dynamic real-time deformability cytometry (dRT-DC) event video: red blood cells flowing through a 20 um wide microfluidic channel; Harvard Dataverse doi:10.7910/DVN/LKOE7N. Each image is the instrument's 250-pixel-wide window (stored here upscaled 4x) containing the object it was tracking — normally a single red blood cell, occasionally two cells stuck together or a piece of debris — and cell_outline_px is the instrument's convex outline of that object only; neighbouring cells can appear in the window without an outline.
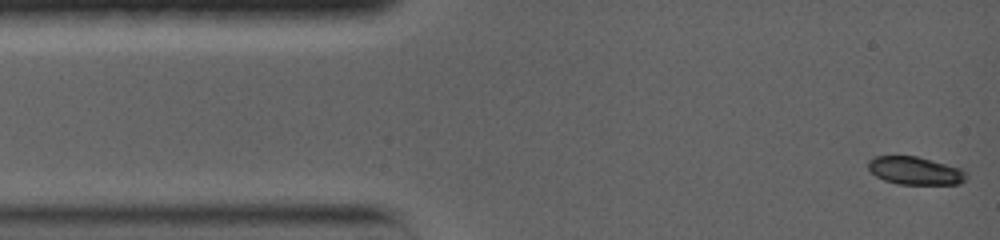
{"species": "common noctule bat (a hibernating species)", "species_latin": "Nyctalus noctula", "temperature_condition": "warm", "stored_images_in_passage": 30, "camera_frame_rate_fps": 5000, "um_per_image_px": 0.085, "animal": {"sex": "female", "body_mass_g": 19.0, "forearm_length_mm": 56.7}, "frame": {"image": 1, "passage_image": 1, "time_ms": 0.0, "image_size_px": [1000, 240], "cell_outline_px": [[968, 176], [960, 184], [900, 184], [884, 180], [876, 176], [868, 168], [868, 160], [876, 156], [916, 156], [960, 168]], "centroid_in_image_um": [77.77, 14.51], "position_along_channel_um": 7.2, "area_um2": 15.78}}
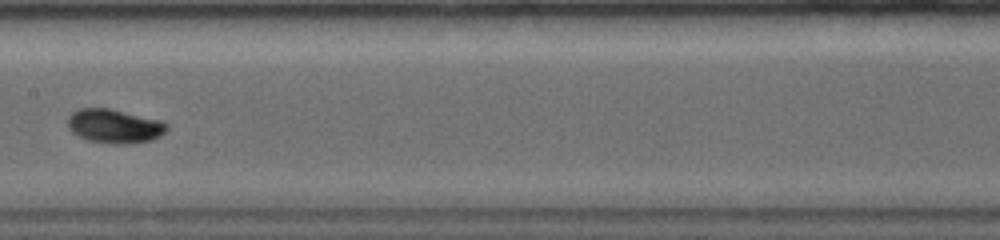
{"frame": {"image": 2, "passage_image": 12, "time_ms": 7.2, "image_size_px": [1000, 240], "cell_outline_px": [[168, 128], [160, 136], [152, 140], [128, 144], [112, 144], [88, 140], [72, 132], [68, 128], [68, 116], [72, 112], [80, 108], [108, 108], [160, 120], [168, 124]], "centroid_in_image_um": [9.72, 10.72], "position_along_channel_um": 197.7, "area_um2": 19.59}}
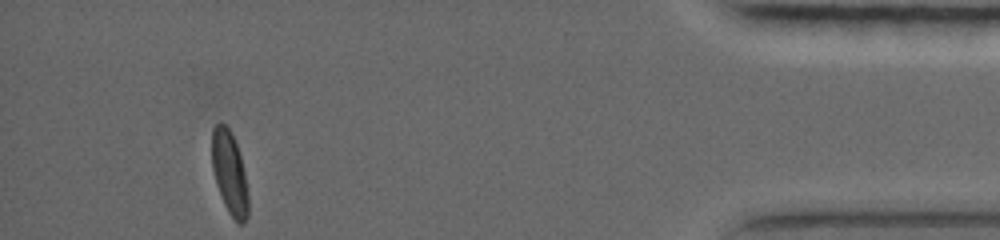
{"frame": {"image": 3, "passage_image": 30, "time_ms": 15.0, "image_size_px": [1000, 240], "cell_outline_px": [[248, 216], [244, 224], [236, 224], [228, 212], [224, 204], [216, 184], [212, 168], [212, 128], [220, 120], [228, 128], [240, 152], [244, 172], [248, 196]], "centroid_in_image_um": [19.51, 14.73], "position_along_channel_um": 415.7, "area_um2": 17.74}, "authors_computed_cell_mechanics": {"area_um2": 17.7446, "velocity_mm_per_s": 3.7105, "shape_relaxation_time_tau1_ms": 3.0528, "shape_relaxation_time_tau2_ms": null, "deformation_change_tau1": 0.1193, "deformation_change_tau2": null}}